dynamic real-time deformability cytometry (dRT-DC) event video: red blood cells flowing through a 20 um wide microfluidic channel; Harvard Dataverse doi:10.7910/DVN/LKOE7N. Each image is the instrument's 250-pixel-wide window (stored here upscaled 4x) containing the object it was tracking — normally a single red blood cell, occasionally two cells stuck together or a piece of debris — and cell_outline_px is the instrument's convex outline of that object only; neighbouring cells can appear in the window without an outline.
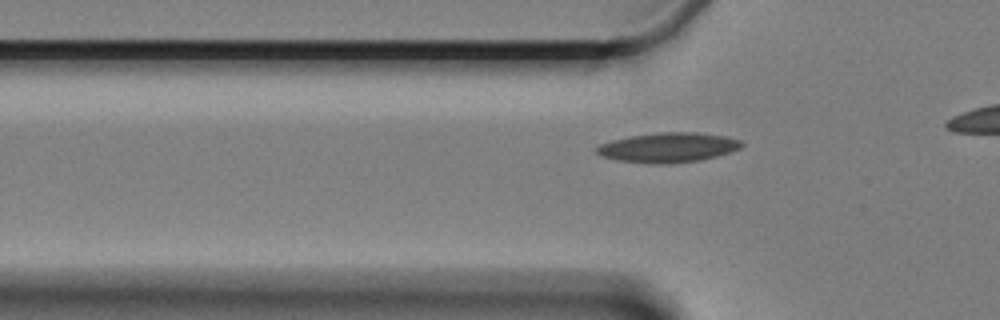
{"species": "Egyptian fruit bat (a non-hibernating species)", "species_latin": "Rousettus aegyptiacus", "temperature_condition": "cold", "stored_images_in_passage": 21, "camera_frame_rate_fps": 3000, "um_per_image_px": 0.085, "animal": {"sex": "female"}, "frame": {"image": 1, "passage_image": 14, "time_ms": 4.333, "image_size_px": [1000, 320], "cell_outline_px": [[744, 144], [740, 148], [716, 156], [700, 160], [668, 164], [656, 164], [620, 160], [600, 156], [596, 152], [596, 148], [600, 144], [612, 140], [632, 136], [660, 132], [696, 132], [724, 136], [740, 140]], "centroid_in_image_um": [56.79, 12.53], "position_along_channel_um": 69.0, "area_um2": 24.85}}
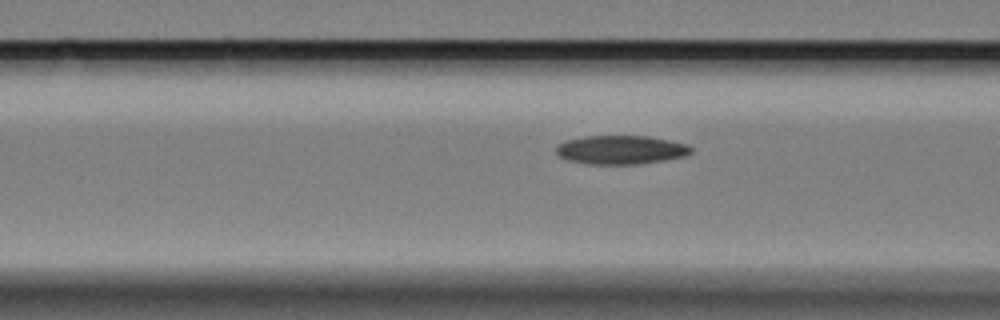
{"frame": {"image": 2, "passage_image": 18, "time_ms": 5.667, "image_size_px": [1000, 320], "cell_outline_px": [[692, 152], [684, 156], [664, 160], [640, 164], [588, 164], [568, 160], [560, 156], [556, 152], [556, 144], [568, 140], [584, 136], [648, 136], [688, 144], [692, 148]], "centroid_in_image_um": [52.77, 12.73], "position_along_channel_um": 113.8, "area_um2": 22.6}}